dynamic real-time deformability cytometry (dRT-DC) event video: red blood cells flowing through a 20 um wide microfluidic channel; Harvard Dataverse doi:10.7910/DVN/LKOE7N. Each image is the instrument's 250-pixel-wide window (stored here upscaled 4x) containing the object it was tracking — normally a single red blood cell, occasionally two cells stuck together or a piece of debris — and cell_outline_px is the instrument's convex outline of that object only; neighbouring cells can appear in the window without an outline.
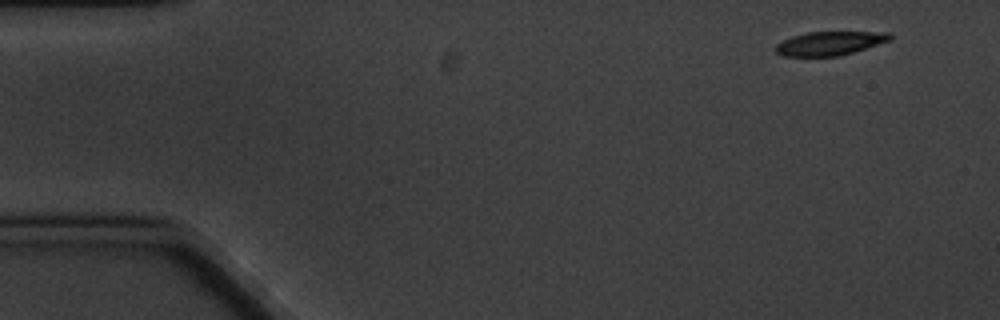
{"species": "common noctule bat (a hibernating species)", "species_latin": "Nyctalus noctula", "temperature_condition": "cold", "stored_images_in_passage": 6, "camera_frame_rate_fps": 3000, "um_per_image_px": 0.085, "animal": {"sex": "male", "body_mass_g": 20.1, "forearm_length_mm": 53.5}, "frame": {"image": 1, "passage_image": 1, "time_ms": 0.0, "image_size_px": [1000, 320], "cell_outline_px": [[892, 40], [840, 56], [784, 56], [776, 52], [776, 44], [792, 36], [808, 32], [892, 32]], "centroid_in_image_um": [70.57, 3.68], "position_along_channel_um": 14.4, "area_um2": 15.84}}
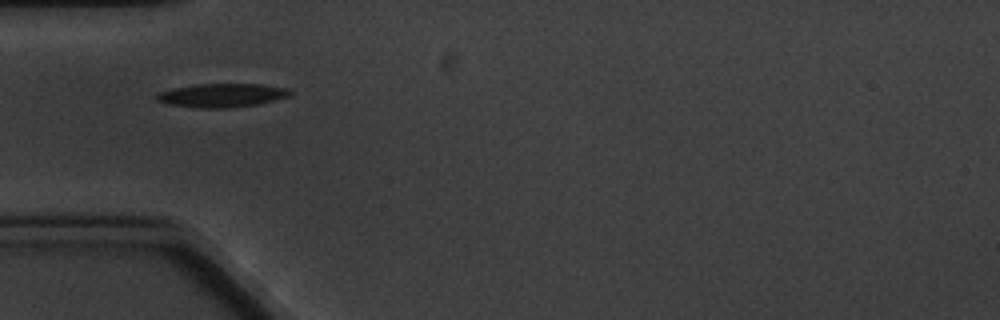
{"frame": {"image": 2, "passage_image": 5, "time_ms": 4.667, "image_size_px": [1000, 320], "cell_outline_px": [[292, 92], [288, 96], [276, 100], [260, 104], [228, 108], [200, 108], [168, 104], [156, 100], [156, 92], [172, 88], [196, 84], [260, 84], [288, 88]], "centroid_in_image_um": [18.84, 8.1], "position_along_channel_um": 66.2, "area_um2": 18.55}}